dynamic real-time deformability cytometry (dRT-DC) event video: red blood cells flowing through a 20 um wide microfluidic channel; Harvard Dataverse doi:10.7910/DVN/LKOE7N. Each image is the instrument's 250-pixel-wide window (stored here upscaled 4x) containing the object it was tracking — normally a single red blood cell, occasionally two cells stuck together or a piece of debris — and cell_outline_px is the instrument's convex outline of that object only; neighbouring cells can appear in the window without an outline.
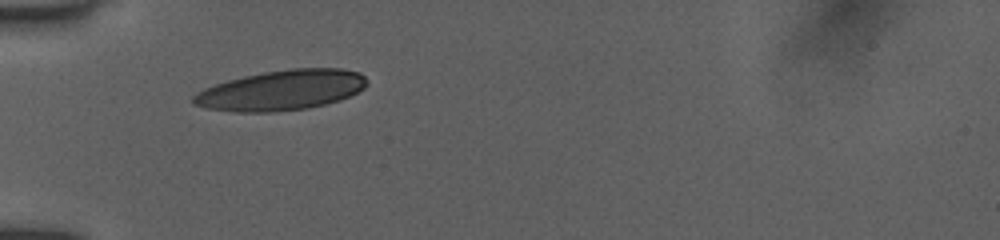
{"species": "human", "species_latin": "Homo sapiens", "temperature_condition": "room temperature", "stored_images_in_passage": 57, "camera_frame_rate_fps": 3000, "um_per_image_px": 0.085, "donor": {"sex": "female"}, "frame": {"image": 1, "passage_image": 1, "time_ms": 0.0, "image_size_px": [1000, 240], "cell_outline_px": [[368, 84], [364, 88], [340, 100], [308, 108], [272, 112], [236, 112], [208, 108], [192, 104], [192, 96], [196, 92], [204, 88], [228, 80], [244, 76], [264, 72], [292, 68], [340, 68], [360, 72], [368, 80]], "centroid_in_image_um": [23.92, 7.66], "position_along_channel_um": 61.1, "area_um2": 40.63}}
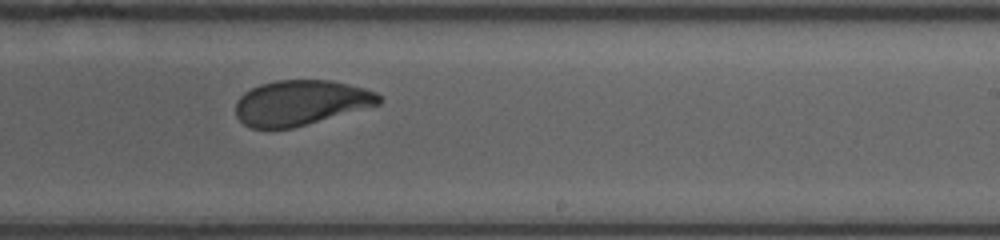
{"frame": {"image": 2, "passage_image": 29, "time_ms": 5.333, "image_size_px": [1000, 240], "cell_outline_px": [[384, 100], [380, 104], [292, 128], [252, 128], [244, 124], [236, 116], [236, 100], [244, 92], [260, 84], [276, 80], [332, 80], [364, 88], [376, 92]], "centroid_in_image_um": [25.55, 8.72], "position_along_channel_um": 263.4, "area_um2": 37.57}}
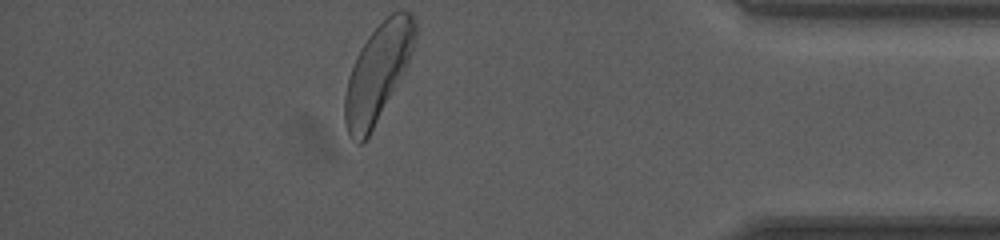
{"frame": {"image": 3, "passage_image": 55, "time_ms": 9.667, "image_size_px": [1000, 240], "cell_outline_px": [[416, 36], [412, 52], [408, 64], [404, 72], [368, 136], [360, 144], [356, 144], [348, 136], [344, 120], [344, 96], [348, 76], [356, 56], [360, 48], [368, 36], [392, 12], [408, 12], [412, 16], [416, 24]], "centroid_in_image_um": [32.08, 6.21], "position_along_channel_um": 403.1, "area_um2": 39.25}, "authors_computed_cell_mechanics": {"area_um2": 39.1306, "velocity_mm_per_s": 3.9395, "shape_relaxation_time_tau1_ms": 2.3779, "shape_relaxation_time_tau2_ms": 1.1774, "deformation_change_tau1": 0.1329, "deformation_change_tau2": 0.0754}}